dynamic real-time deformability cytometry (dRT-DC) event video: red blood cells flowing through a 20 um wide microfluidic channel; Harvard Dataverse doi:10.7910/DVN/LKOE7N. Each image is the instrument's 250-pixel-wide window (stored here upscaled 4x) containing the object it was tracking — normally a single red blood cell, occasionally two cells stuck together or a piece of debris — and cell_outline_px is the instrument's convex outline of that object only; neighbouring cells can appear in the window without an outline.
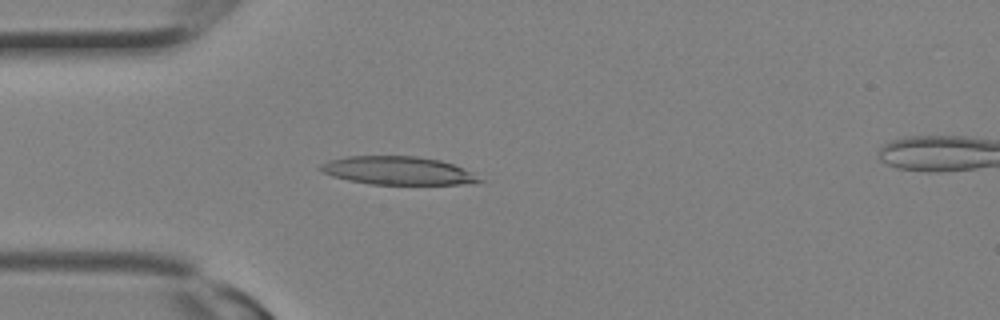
{"species": "Egyptian fruit bat (a non-hibernating species)", "species_latin": "Rousettus aegyptiacus", "temperature_condition": "room temperature", "stored_images_in_passage": 2, "camera_frame_rate_fps": 3000, "um_per_image_px": 0.085, "animal": {"sex": "female"}, "frame": {"image": 1, "passage_image": 2, "time_ms": 0.333, "image_size_px": [1000, 320], "cell_outline_px": [[484, 180], [460, 184], [368, 184], [348, 180], [332, 176], [320, 172], [316, 168], [320, 164], [328, 160], [348, 156], [416, 156], [440, 160], [452, 164], [472, 172]], "centroid_in_image_um": [33.72, 14.5], "position_along_channel_um": 51.3, "area_um2": 26.13}}